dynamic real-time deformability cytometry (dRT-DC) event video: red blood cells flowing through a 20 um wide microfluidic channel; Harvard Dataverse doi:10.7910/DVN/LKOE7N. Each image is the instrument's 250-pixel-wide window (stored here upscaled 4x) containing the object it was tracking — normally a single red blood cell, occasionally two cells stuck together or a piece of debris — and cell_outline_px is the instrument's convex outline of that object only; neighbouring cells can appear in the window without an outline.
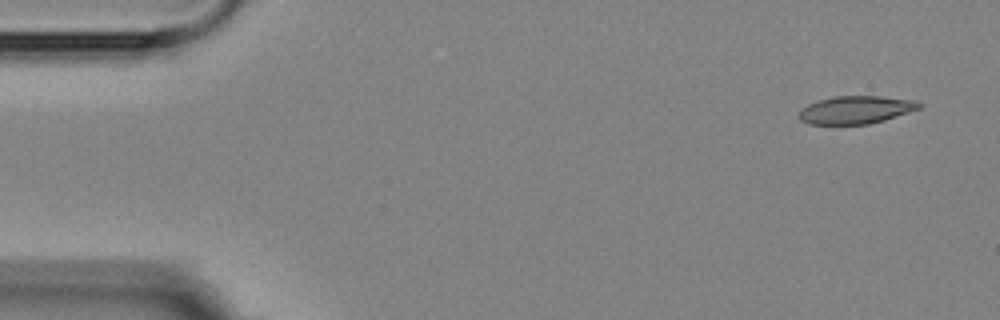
{"species": "Egyptian fruit bat (a non-hibernating species)", "species_latin": "Rousettus aegyptiacus", "temperature_condition": "room temperature", "stored_images_in_passage": 5, "segment_of_instrument_passage": [1, 2], "camera_frame_rate_fps": 3000, "um_per_image_px": 0.085, "animal": {"sex": "female"}, "frame": {"image": 1, "passage_image": 1, "time_ms": 0.0, "image_size_px": [1000, 320], "cell_outline_px": [[924, 104], [920, 108], [884, 120], [868, 124], [808, 124], [800, 120], [800, 112], [808, 104], [832, 96], [880, 96], [916, 100]], "centroid_in_image_um": [72.78, 9.33], "position_along_channel_um": 12.2, "area_um2": 19.36}}